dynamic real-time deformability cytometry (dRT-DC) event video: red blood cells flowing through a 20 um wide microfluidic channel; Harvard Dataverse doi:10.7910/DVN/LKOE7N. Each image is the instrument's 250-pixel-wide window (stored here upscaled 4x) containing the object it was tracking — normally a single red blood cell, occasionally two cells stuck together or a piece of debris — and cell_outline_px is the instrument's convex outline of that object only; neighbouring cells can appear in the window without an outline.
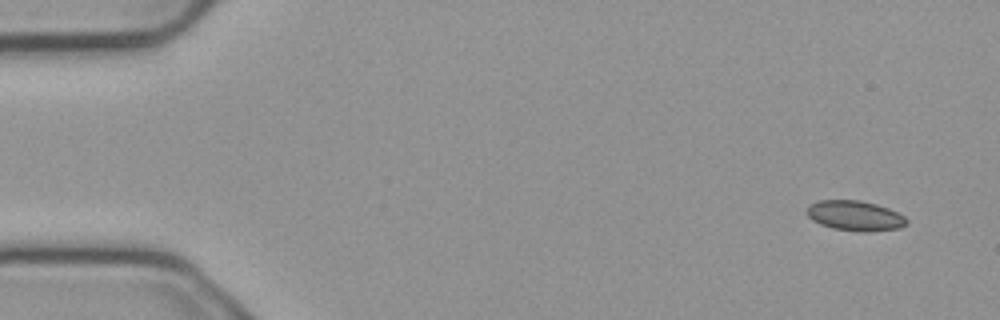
{"species": "common noctule bat (a hibernating species)", "species_latin": "Nyctalus noctula", "temperature_condition": "cold", "stored_images_in_passage": 4, "camera_frame_rate_fps": 3000, "um_per_image_px": 0.085, "animal": {"sex": "male", "body_mass_g": 23.1, "forearm_length_mm": 52.7}, "frame": {"image": 1, "passage_image": 1, "time_ms": 0.0, "image_size_px": [1000, 320], "cell_outline_px": [[908, 224], [900, 228], [868, 232], [856, 232], [832, 228], [820, 224], [812, 220], [808, 216], [808, 204], [820, 200], [860, 200], [876, 204], [888, 208], [904, 216], [908, 220]], "centroid_in_image_um": [72.69, 18.34], "position_along_channel_um": 12.3, "area_um2": 17.63}}
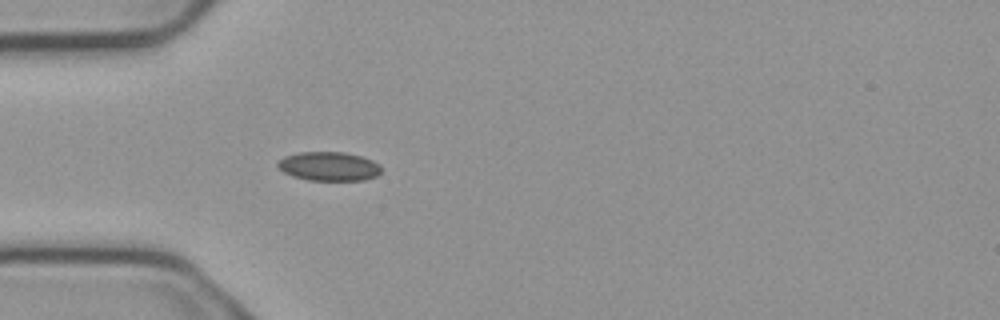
{"frame": {"image": 2, "passage_image": 4, "time_ms": 1.0, "image_size_px": [1000, 320], "cell_outline_px": [[380, 172], [376, 176], [364, 180], [308, 180], [292, 176], [284, 172], [276, 164], [276, 160], [284, 156], [300, 152], [344, 152], [360, 156], [372, 160], [380, 164]], "centroid_in_image_um": [27.93, 14.13], "position_along_channel_um": 57.1, "area_um2": 17.51}}